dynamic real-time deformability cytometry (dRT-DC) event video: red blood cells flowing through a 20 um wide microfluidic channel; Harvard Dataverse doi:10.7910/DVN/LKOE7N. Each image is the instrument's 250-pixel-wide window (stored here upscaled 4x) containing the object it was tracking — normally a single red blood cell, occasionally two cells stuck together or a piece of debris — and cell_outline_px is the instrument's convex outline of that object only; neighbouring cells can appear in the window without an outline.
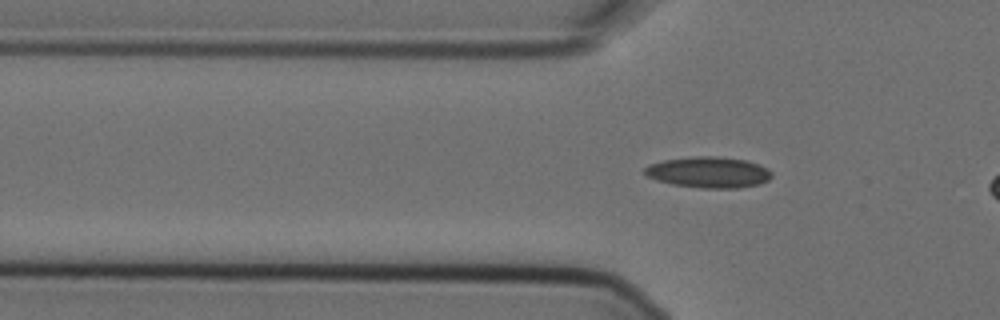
{"species": "Egyptian fruit bat (a non-hibernating species)", "species_latin": "Rousettus aegyptiacus", "temperature_condition": "cold", "stored_images_in_passage": 3, "camera_frame_rate_fps": 3000, "um_per_image_px": 0.085, "animal": {"sex": "female"}, "frame": {"image": 1, "passage_image": 3, "time_ms": 0.667, "image_size_px": [1000, 320], "cell_outline_px": [[772, 176], [768, 180], [760, 184], [740, 188], [700, 188], [672, 184], [656, 180], [648, 176], [644, 172], [644, 168], [648, 164], [664, 160], [696, 156], [716, 156], [744, 160], [760, 164], [768, 168], [772, 172]], "centroid_in_image_um": [60.25, 14.65], "position_along_channel_um": 65.5, "area_um2": 23.06}}